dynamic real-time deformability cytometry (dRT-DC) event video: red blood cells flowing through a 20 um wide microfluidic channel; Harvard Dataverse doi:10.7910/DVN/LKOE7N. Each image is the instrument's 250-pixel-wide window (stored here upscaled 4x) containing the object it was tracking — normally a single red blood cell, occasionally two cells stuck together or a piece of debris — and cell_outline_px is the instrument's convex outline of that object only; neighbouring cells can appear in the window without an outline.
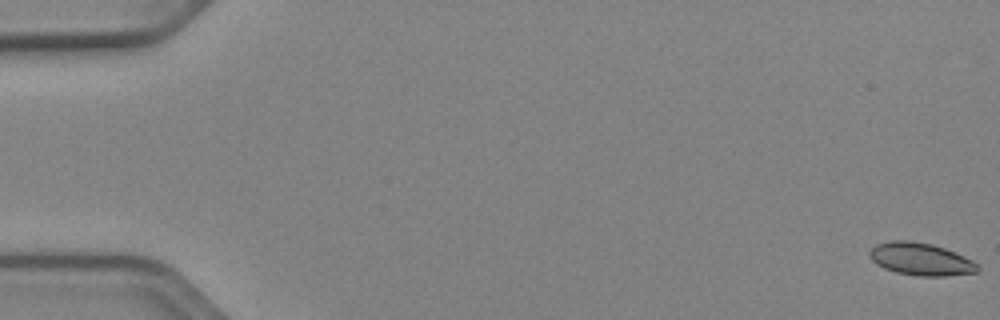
{"species": "Egyptian fruit bat (a non-hibernating species)", "species_latin": "Rousettus aegyptiacus", "temperature_condition": "cold", "stored_images_in_passage": 12, "camera_frame_rate_fps": 3000, "um_per_image_px": 0.085, "animal": {"sex": "female"}, "frame": {"image": 1, "passage_image": 1, "time_ms": 0.0, "image_size_px": [1000, 320], "cell_outline_px": [[980, 268], [976, 272], [944, 276], [920, 276], [896, 272], [884, 268], [876, 264], [868, 256], [868, 252], [876, 244], [892, 240], [908, 240], [932, 244], [944, 248], [972, 260]], "centroid_in_image_um": [78.22, 22.02], "position_along_channel_um": 6.8, "area_um2": 20.35}}